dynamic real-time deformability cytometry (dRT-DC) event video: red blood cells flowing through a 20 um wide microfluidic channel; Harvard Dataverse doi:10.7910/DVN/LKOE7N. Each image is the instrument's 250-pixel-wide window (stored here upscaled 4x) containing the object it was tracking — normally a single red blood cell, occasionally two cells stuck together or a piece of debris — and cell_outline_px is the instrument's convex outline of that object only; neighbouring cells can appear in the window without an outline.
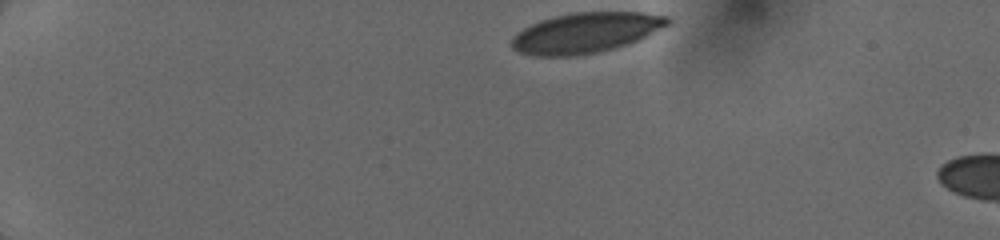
{"species": "human", "species_latin": "Homo sapiens", "temperature_condition": "cold", "stored_images_in_passage": 6, "camera_frame_rate_fps": 3000, "um_per_image_px": 0.085, "donor": {"sex": "female"}, "frame": {"image": 1, "passage_image": 1, "time_ms": 0.0, "image_size_px": [1000, 240], "cell_outline_px": [[672, 20], [668, 24], [628, 44], [596, 52], [572, 56], [532, 56], [520, 52], [512, 48], [512, 36], [516, 32], [540, 20], [556, 16], [576, 12], [644, 12], [668, 16]], "centroid_in_image_um": [49.75, 2.78], "position_along_channel_um": 35.2, "area_um2": 36.24}}